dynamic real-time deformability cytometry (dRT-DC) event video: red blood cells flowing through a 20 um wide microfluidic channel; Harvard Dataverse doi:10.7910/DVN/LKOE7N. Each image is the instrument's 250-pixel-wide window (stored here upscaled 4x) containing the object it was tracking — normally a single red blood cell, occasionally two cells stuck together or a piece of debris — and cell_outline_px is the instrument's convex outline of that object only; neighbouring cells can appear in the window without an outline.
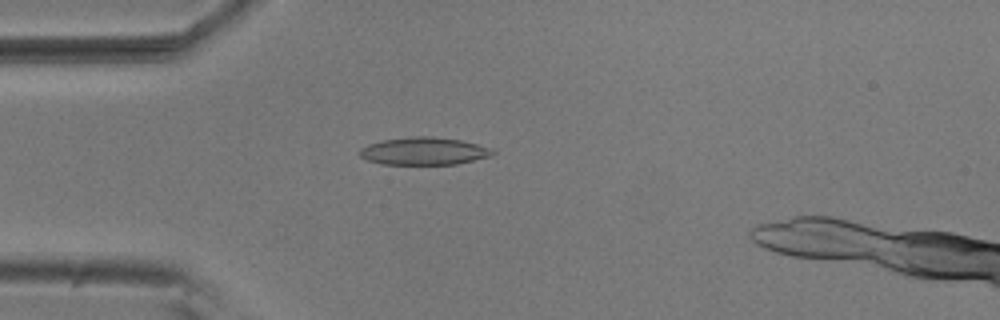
{"species": "common noctule bat (a hibernating species)", "species_latin": "Nyctalus noctula", "temperature_condition": "room temperature", "stored_images_in_passage": 5, "camera_frame_rate_fps": 3000, "um_per_image_px": 0.085, "animal": {"sex": "male", "body_mass_g": 20.5, "forearm_length_mm": 52.5}, "frame": {"image": 1, "passage_image": 4, "time_ms": 1.0, "image_size_px": [1000, 320], "cell_outline_px": [[496, 152], [488, 156], [456, 164], [380, 164], [368, 160], [360, 156], [360, 148], [368, 144], [380, 140], [412, 136], [432, 136], [460, 140], [476, 144], [488, 148]], "centroid_in_image_um": [35.96, 12.83], "position_along_channel_um": 49.0, "area_um2": 21.15}}